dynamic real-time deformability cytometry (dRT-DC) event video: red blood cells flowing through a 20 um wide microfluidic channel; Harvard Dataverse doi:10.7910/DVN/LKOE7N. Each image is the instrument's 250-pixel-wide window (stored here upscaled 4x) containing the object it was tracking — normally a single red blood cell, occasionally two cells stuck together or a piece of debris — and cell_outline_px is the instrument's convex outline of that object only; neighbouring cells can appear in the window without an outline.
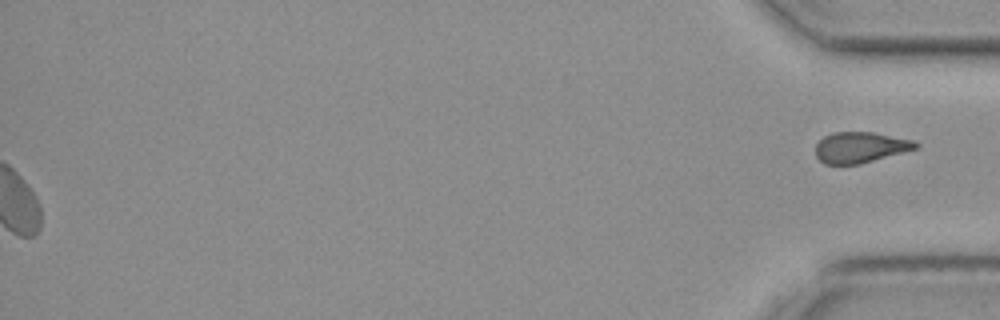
{"species": "common noctule bat (a hibernating species)", "species_latin": "Nyctalus noctula", "temperature_condition": "cold", "stored_images_in_passage": 36, "segment_of_instrument_passage": [2, 2], "camera_frame_rate_fps": 3000, "um_per_image_px": 0.085, "animal": {"sex": "female", "body_mass_g": 19.3, "forearm_length_mm": 54.1}, "frame": {"image": 1, "passage_image": 36, "time_ms": 11.667, "image_size_px": [1000, 320], "cell_outline_px": [[920, 148], [860, 164], [824, 164], [816, 156], [816, 144], [824, 136], [832, 132], [872, 132], [912, 140], [920, 144]], "centroid_in_image_um": [73.14, 12.53], "position_along_channel_um": 362.1, "area_um2": 18.03}}